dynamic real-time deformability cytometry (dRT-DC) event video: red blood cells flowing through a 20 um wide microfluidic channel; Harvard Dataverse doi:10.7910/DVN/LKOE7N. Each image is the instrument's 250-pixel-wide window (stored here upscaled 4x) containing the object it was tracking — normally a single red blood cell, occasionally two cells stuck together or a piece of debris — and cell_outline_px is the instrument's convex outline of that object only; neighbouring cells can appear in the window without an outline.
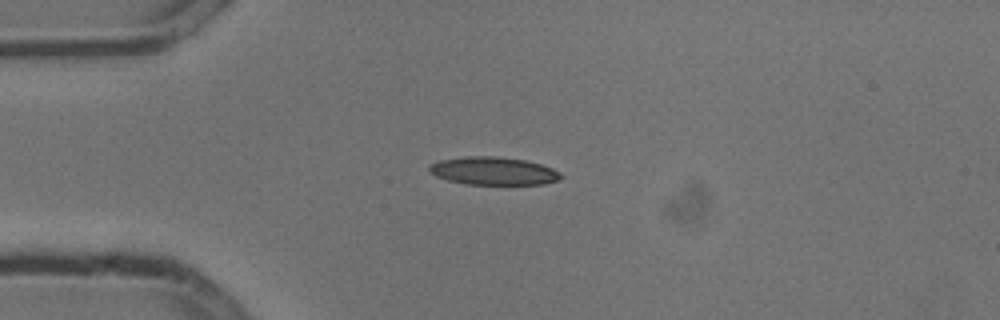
{"species": "common noctule bat (a hibernating species)", "species_latin": "Nyctalus noctula", "temperature_condition": "cold", "stored_images_in_passage": 7, "camera_frame_rate_fps": 3000, "um_per_image_px": 0.085, "animal": {"sex": "male", "body_mass_g": 13.3}, "frame": {"image": 1, "passage_image": 3, "time_ms": 0.667, "image_size_px": [1000, 320], "cell_outline_px": [[564, 176], [560, 180], [544, 184], [464, 184], [448, 180], [436, 176], [428, 168], [428, 164], [440, 160], [464, 156], [496, 156], [524, 160], [540, 164], [552, 168], [560, 172]], "centroid_in_image_um": [41.95, 14.53], "position_along_channel_um": 43.0, "area_um2": 21.5}}
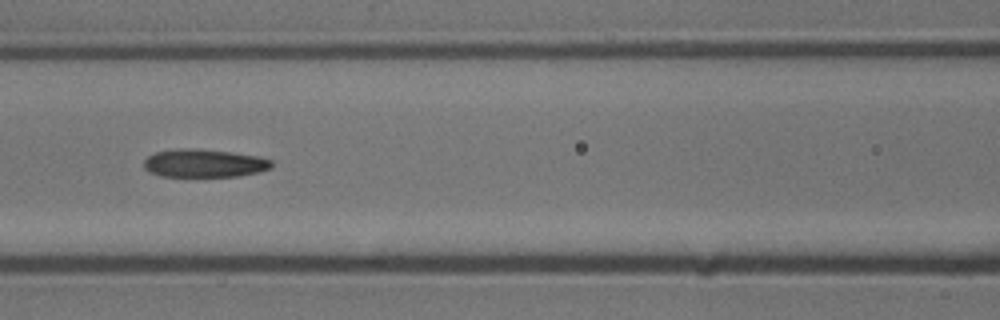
{"frame": {"image": 2, "passage_image": 6, "time_ms": 1.667, "image_size_px": [1000, 320], "cell_outline_px": [[272, 168], [260, 172], [240, 176], [160, 176], [148, 172], [144, 168], [144, 160], [148, 156], [156, 152], [176, 148], [200, 148], [232, 152], [260, 156], [272, 160]], "centroid_in_image_um": [17.37, 13.86], "position_along_channel_um": 149.2, "area_um2": 21.27}}
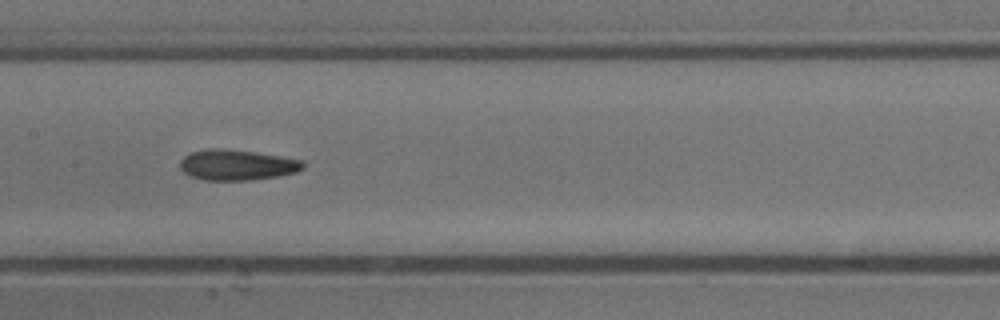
{"frame": {"image": 3, "passage_image": 7, "time_ms": 2.0, "image_size_px": [1000, 320], "cell_outline_px": [[304, 168], [296, 172], [280, 176], [252, 180], [204, 180], [188, 176], [180, 168], [180, 160], [184, 156], [192, 152], [208, 148], [220, 148], [252, 152], [304, 160]], "centroid_in_image_um": [20.13, 14.03], "position_along_channel_um": 187.3, "area_um2": 21.96}}